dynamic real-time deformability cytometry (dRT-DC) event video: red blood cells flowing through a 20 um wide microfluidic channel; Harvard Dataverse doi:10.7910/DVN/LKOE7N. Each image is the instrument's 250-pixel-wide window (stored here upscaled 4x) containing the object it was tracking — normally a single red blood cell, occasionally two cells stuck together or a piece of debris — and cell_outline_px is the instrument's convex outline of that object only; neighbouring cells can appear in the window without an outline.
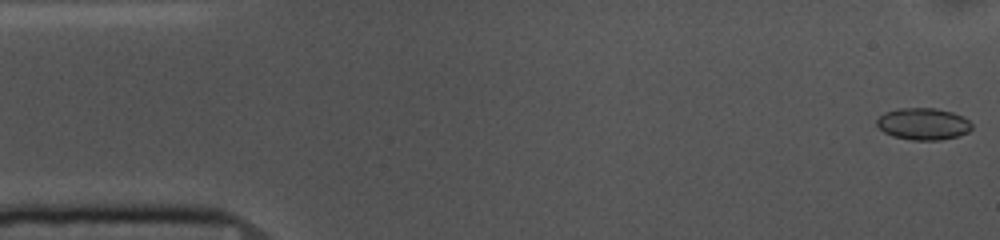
{"species": "common noctule bat (a hibernating species)", "species_latin": "Nyctalus noctula", "temperature_condition": "cold", "stored_images_in_passage": 53, "camera_frame_rate_fps": 3000, "um_per_image_px": 0.085, "animal": {"sex": "female", "body_mass_g": 10.0, "forearm_length_mm": 53.1}, "frame": {"image": 1, "passage_image": 1, "time_ms": 0.0, "image_size_px": [1000, 240], "cell_outline_px": [[972, 128], [968, 132], [956, 136], [940, 140], [912, 140], [892, 136], [884, 132], [876, 124], [876, 120], [884, 112], [896, 108], [936, 108], [952, 112], [964, 116], [972, 124]], "centroid_in_image_um": [78.46, 10.52], "position_along_channel_um": 6.5, "area_um2": 17.74}}
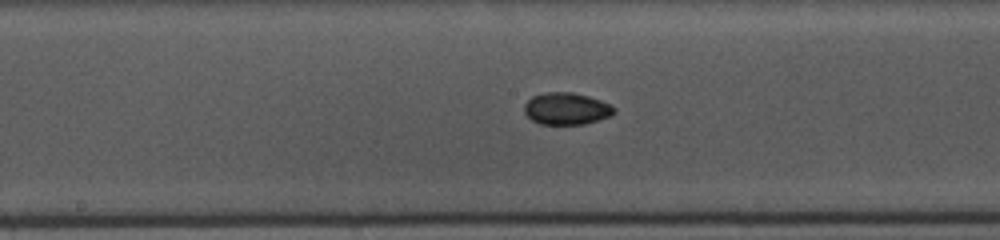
{"frame": {"image": 2, "passage_image": 26, "time_ms": 8.333, "image_size_px": [1000, 240], "cell_outline_px": [[616, 112], [612, 116], [584, 124], [540, 124], [532, 120], [524, 112], [524, 104], [532, 96], [548, 92], [572, 92], [588, 96], [612, 104], [616, 108]], "centroid_in_image_um": [48.18, 9.24], "position_along_channel_um": 200.0, "area_um2": 16.88}}
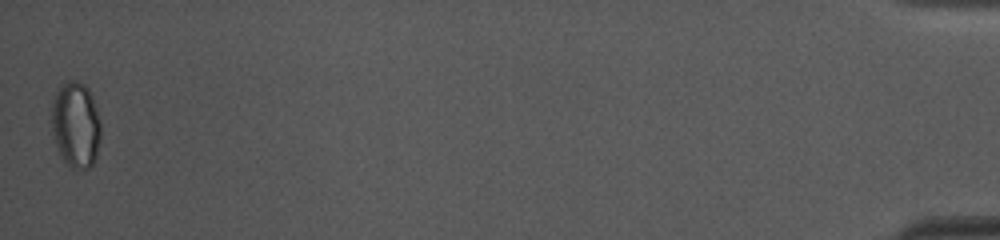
{"frame": {"image": 3, "passage_image": 53, "time_ms": 17.333, "image_size_px": [1000, 240], "cell_outline_px": [[100, 140], [96, 156], [92, 164], [88, 168], [68, 168], [60, 156], [56, 144], [52, 128], [52, 100], [56, 92], [68, 80], [76, 80], [84, 84], [88, 88], [92, 96], [100, 120]], "centroid_in_image_um": [6.44, 10.61], "position_along_channel_um": 428.8, "area_um2": 24.62}, "authors_computed_cell_mechanics": {"area_um2": 16.762, "velocity_mm_per_s": 3.6632, "shape_relaxation_time_tau1_ms": 7.1094, "shape_relaxation_time_tau2_ms": 2.081, "deformation_change_tau1": 0.0799, "deformation_change_tau2": 0.0416}}